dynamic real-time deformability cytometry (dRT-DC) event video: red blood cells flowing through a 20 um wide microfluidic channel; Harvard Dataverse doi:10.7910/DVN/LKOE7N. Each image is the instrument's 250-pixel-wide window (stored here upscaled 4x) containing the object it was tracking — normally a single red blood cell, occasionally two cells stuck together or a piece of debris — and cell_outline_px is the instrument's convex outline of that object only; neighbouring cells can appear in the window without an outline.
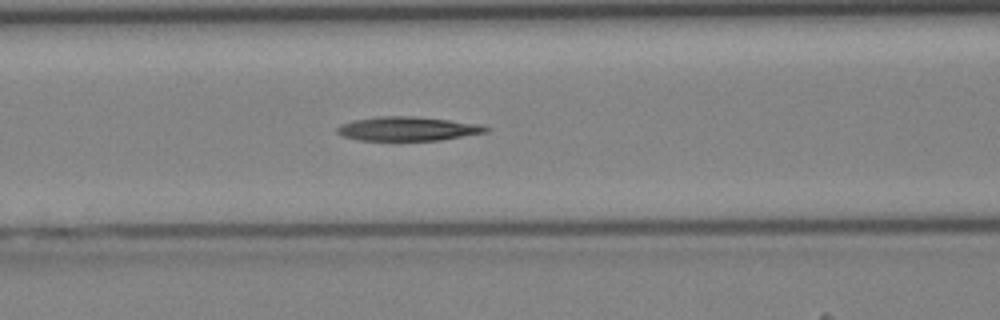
{"species": "Egyptian fruit bat (a non-hibernating species)", "species_latin": "Rousettus aegyptiacus", "temperature_condition": "cold", "stored_images_in_passage": 37, "camera_frame_rate_fps": 3000, "um_per_image_px": 0.085, "animal": {"sex": "female"}, "frame": {"image": 1, "passage_image": 13, "time_ms": 4.0, "image_size_px": [1000, 320], "cell_outline_px": [[492, 128], [488, 132], [440, 140], [360, 140], [344, 136], [336, 132], [336, 128], [352, 120], [380, 116], [412, 116], [484, 124]], "centroid_in_image_um": [34.73, 10.94], "position_along_channel_um": 131.9, "area_um2": 20.81}}
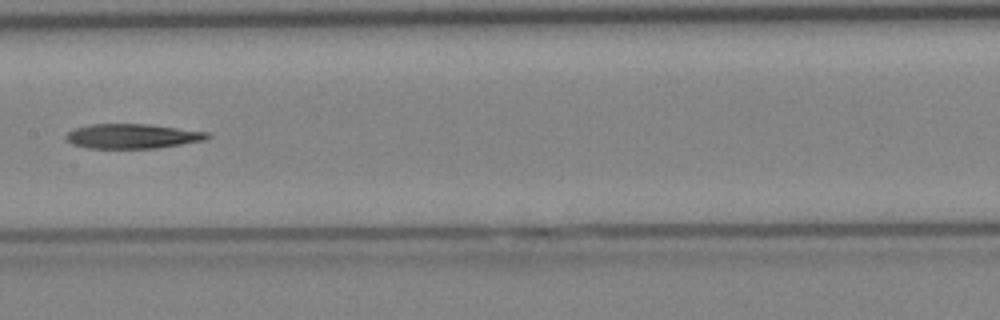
{"frame": {"image": 2, "passage_image": 17, "time_ms": 5.333, "image_size_px": [1000, 320], "cell_outline_px": [[212, 136], [204, 140], [156, 148], [88, 148], [72, 144], [64, 136], [68, 132], [76, 128], [88, 124], [148, 124], [208, 132]], "centroid_in_image_um": [11.24, 11.57], "position_along_channel_um": 196.2, "area_um2": 20.17}}
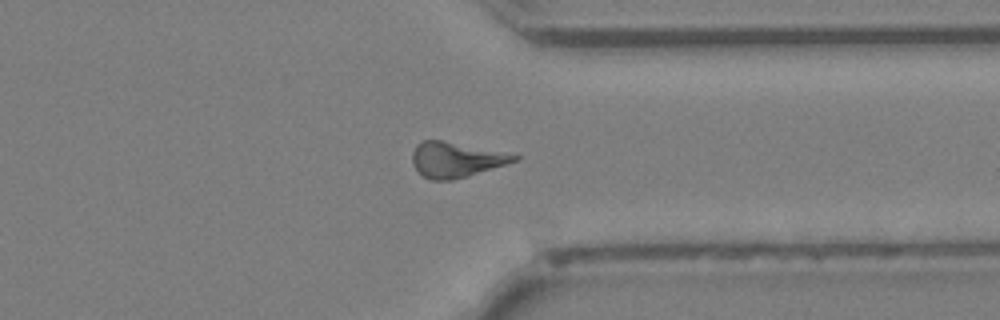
{"frame": {"image": 3, "passage_image": 28, "time_ms": 9.0, "image_size_px": [1000, 320], "cell_outline_px": [[520, 160], [468, 176], [452, 180], [432, 180], [424, 176], [412, 164], [412, 152], [416, 144], [424, 140], [440, 140], [520, 156]], "centroid_in_image_um": [38.73, 13.58], "position_along_channel_um": 372.7, "area_um2": 20.52}}